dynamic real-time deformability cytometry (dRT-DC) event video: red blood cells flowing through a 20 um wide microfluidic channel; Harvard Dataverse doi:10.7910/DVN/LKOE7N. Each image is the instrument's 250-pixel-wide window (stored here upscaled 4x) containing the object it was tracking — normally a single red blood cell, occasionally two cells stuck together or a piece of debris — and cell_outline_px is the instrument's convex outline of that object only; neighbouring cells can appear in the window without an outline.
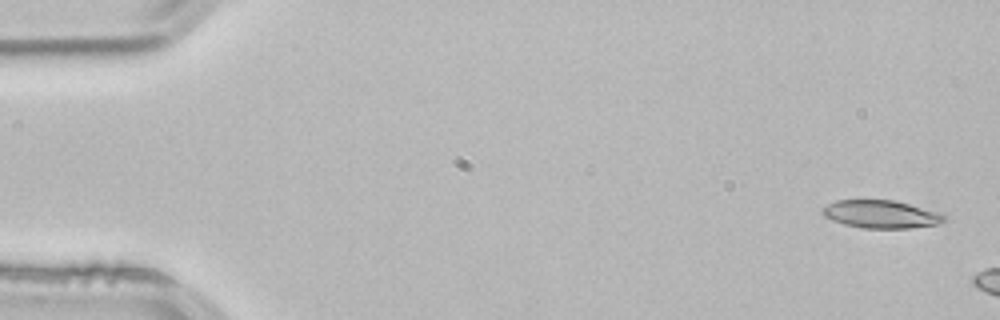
{"species": "common noctule bat (a hibernating species)", "species_latin": "Nyctalus noctula", "temperature_condition": "room temperature", "stored_images_in_passage": 2, "camera_frame_rate_fps": 3000, "um_per_image_px": 0.085, "animal": {"sex": "male", "body_mass_g": 21.5, "forearm_length_mm": 52.0}, "frame": {"image": 1, "passage_image": 1, "time_ms": 0.0, "image_size_px": [1000, 320], "cell_outline_px": [[944, 220], [940, 224], [908, 228], [864, 228], [844, 224], [832, 220], [824, 216], [820, 212], [828, 204], [836, 200], [896, 200], [944, 212]], "centroid_in_image_um": [74.94, 18.2], "position_along_channel_um": 10.1, "area_um2": 20.0}}